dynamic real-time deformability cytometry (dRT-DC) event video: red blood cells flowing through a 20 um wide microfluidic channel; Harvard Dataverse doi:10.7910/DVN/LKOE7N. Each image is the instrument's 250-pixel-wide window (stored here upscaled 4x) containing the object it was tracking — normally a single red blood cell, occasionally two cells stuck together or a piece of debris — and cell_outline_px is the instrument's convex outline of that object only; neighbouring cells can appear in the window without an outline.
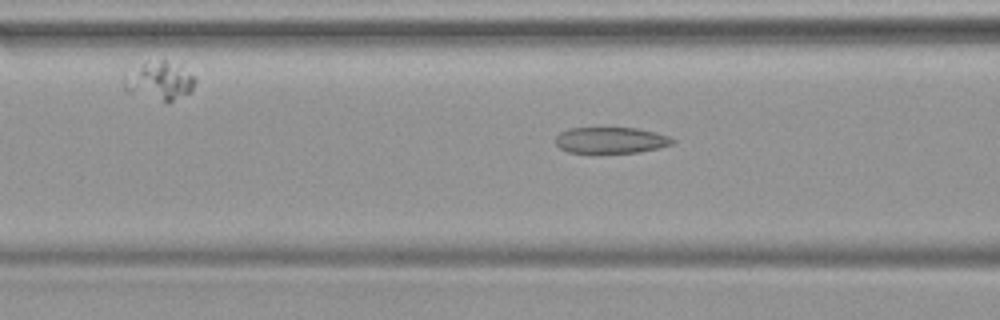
{"species": "common noctule bat (a hibernating species)", "species_latin": "Nyctalus noctula", "temperature_condition": "warm", "stored_images_in_passage": 33, "camera_frame_rate_fps": 3000, "um_per_image_px": 0.085, "animal": {"sex": "female", "body_mass_g": 19.9}, "frame": {"image": 1, "passage_image": 4, "time_ms": 1.0, "image_size_px": [1000, 320], "cell_outline_px": [[676, 140], [672, 144], [660, 148], [640, 152], [568, 152], [560, 148], [556, 144], [556, 136], [560, 132], [568, 128], [636, 128], [656, 132], [668, 136]], "centroid_in_image_um": [51.94, 11.91], "position_along_channel_um": 114.7, "area_um2": 17.74}}
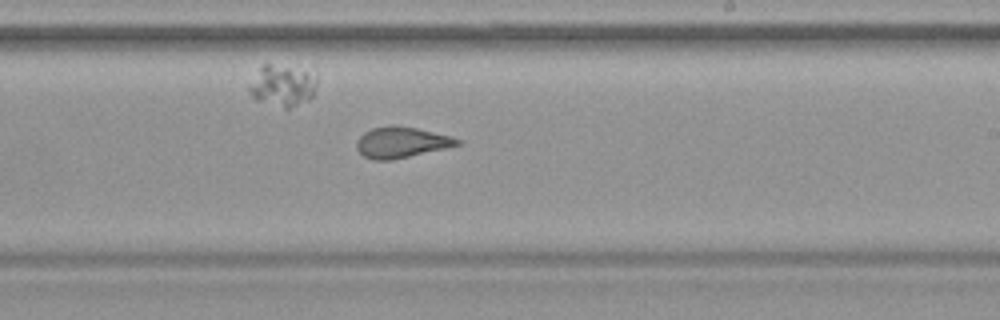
{"frame": {"image": 2, "passage_image": 14, "time_ms": 4.333, "image_size_px": [1000, 320], "cell_outline_px": [[460, 144], [444, 148], [392, 160], [372, 160], [364, 156], [356, 148], [356, 140], [364, 132], [372, 128], [392, 124], [396, 124], [416, 128], [452, 136], [460, 140]], "centroid_in_image_um": [34.07, 12.08], "position_along_channel_um": 254.9, "area_um2": 18.09}}
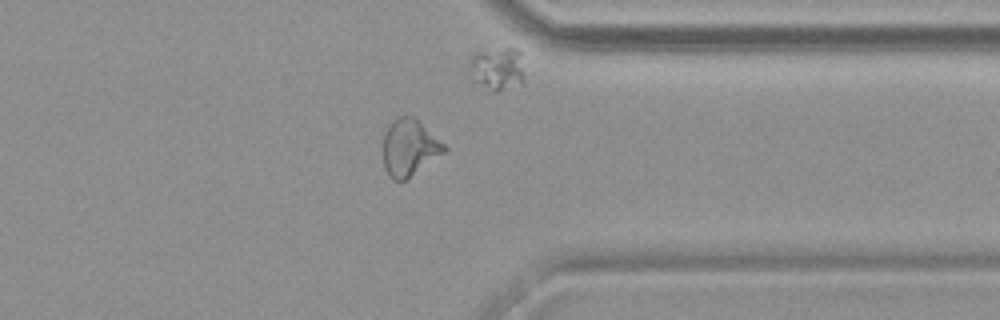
{"frame": {"image": 3, "passage_image": 23, "time_ms": 7.333, "image_size_px": [1000, 320], "cell_outline_px": [[448, 152], [404, 180], [392, 180], [388, 176], [384, 168], [384, 132], [388, 124], [396, 116], [412, 116], [420, 120], [448, 148]], "centroid_in_image_um": [34.82, 12.53], "position_along_channel_um": 376.6, "area_um2": 20.52}}